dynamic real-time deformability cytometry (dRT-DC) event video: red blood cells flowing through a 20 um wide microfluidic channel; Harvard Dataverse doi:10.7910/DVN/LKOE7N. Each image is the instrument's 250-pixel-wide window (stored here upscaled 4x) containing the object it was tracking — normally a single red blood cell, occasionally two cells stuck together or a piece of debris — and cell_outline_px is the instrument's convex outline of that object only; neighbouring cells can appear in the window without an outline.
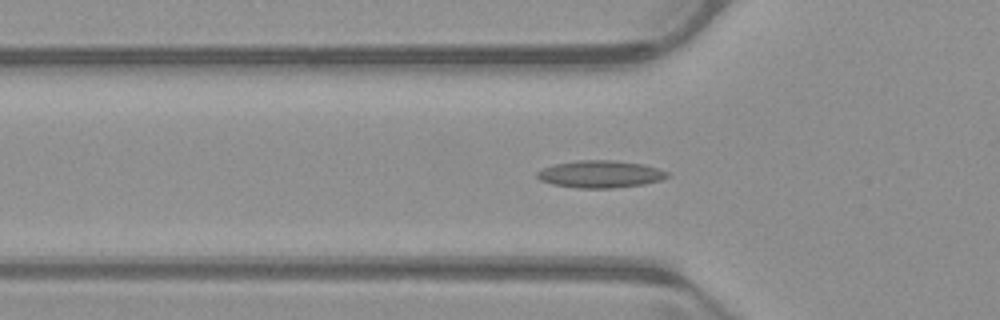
{"species": "common noctule bat (a hibernating species)", "species_latin": "Nyctalus noctula", "temperature_condition": "warm", "stored_images_in_passage": 45, "camera_frame_rate_fps": 3000, "um_per_image_px": 0.085, "animal": {"sex": "male", "body_mass_g": 23.1, "forearm_length_mm": 52.7}, "frame": {"image": 1, "passage_image": 17, "time_ms": 5.333, "image_size_px": [1000, 320], "cell_outline_px": [[668, 176], [660, 180], [644, 184], [612, 188], [576, 188], [552, 184], [540, 180], [536, 176], [536, 172], [544, 168], [556, 164], [580, 160], [612, 160], [644, 164], [660, 168], [668, 172]], "centroid_in_image_um": [51.04, 14.8], "position_along_channel_um": 74.8, "area_um2": 20.63}}
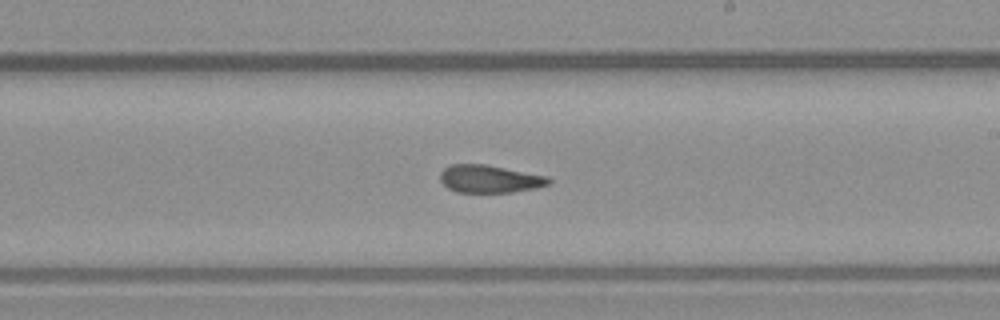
{"frame": {"image": 2, "passage_image": 30, "time_ms": 9.667, "image_size_px": [1000, 320], "cell_outline_px": [[552, 180], [548, 184], [536, 188], [512, 192], [456, 192], [448, 188], [440, 180], [440, 172], [444, 168], [452, 164], [484, 164], [548, 176]], "centroid_in_image_um": [41.61, 15.2], "position_along_channel_um": 247.4, "area_um2": 17.46}}
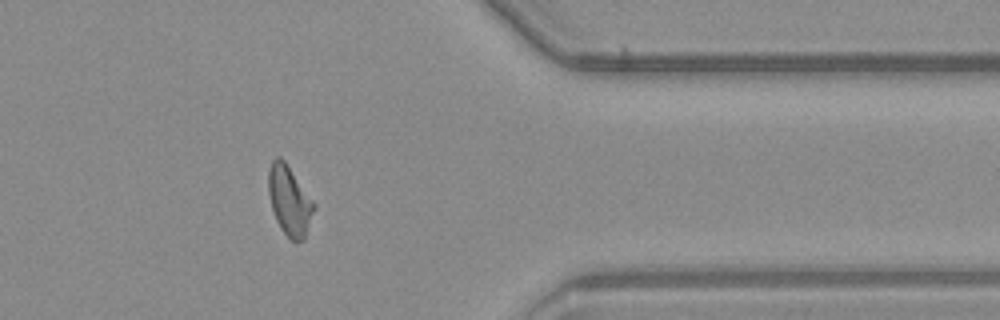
{"frame": {"image": 3, "passage_image": 42, "time_ms": 13.667, "image_size_px": [1000, 320], "cell_outline_px": [[316, 208], [304, 240], [292, 240], [280, 228], [276, 220], [272, 208], [268, 192], [268, 168], [272, 160], [276, 156], [280, 156], [284, 160], [316, 204]], "centroid_in_image_um": [24.61, 17.03], "position_along_channel_um": 386.8, "area_um2": 18.5}, "authors_computed_cell_mechanics": {"area_um2": 18.496, "velocity_mm_per_s": 3.9575, "shape_relaxation_time_tau1_ms": null, "shape_relaxation_time_tau2_ms": 4.0367, "deformation_change_tau1": null, "deformation_change_tau2": 0.1365}}